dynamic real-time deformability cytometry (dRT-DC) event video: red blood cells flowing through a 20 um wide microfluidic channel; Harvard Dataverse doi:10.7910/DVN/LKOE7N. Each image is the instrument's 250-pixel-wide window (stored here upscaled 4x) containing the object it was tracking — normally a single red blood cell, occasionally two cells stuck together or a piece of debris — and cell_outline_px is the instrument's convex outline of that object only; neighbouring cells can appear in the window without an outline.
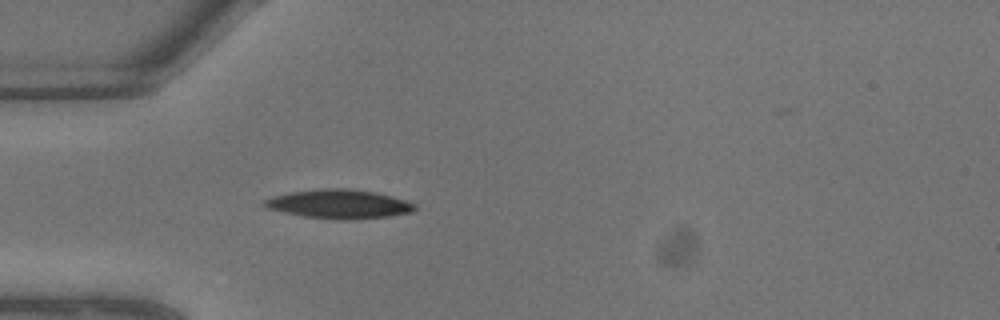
{"species": "common noctule bat (a hibernating species)", "species_latin": "Nyctalus noctula", "temperature_condition": "warm", "stored_images_in_passage": 3, "camera_frame_rate_fps": 3000, "um_per_image_px": 0.085, "animal": {"sex": "male", "body_mass_g": 13.3}, "frame": {"image": 1, "passage_image": 2, "time_ms": 0.333, "image_size_px": [1000, 320], "cell_outline_px": [[416, 208], [412, 212], [388, 216], [352, 220], [336, 220], [304, 216], [284, 212], [268, 208], [264, 204], [264, 200], [272, 196], [288, 192], [324, 188], [352, 188], [376, 192], [392, 196], [416, 204]], "centroid_in_image_um": [28.84, 17.34], "position_along_channel_um": 56.2, "area_um2": 25.49}}